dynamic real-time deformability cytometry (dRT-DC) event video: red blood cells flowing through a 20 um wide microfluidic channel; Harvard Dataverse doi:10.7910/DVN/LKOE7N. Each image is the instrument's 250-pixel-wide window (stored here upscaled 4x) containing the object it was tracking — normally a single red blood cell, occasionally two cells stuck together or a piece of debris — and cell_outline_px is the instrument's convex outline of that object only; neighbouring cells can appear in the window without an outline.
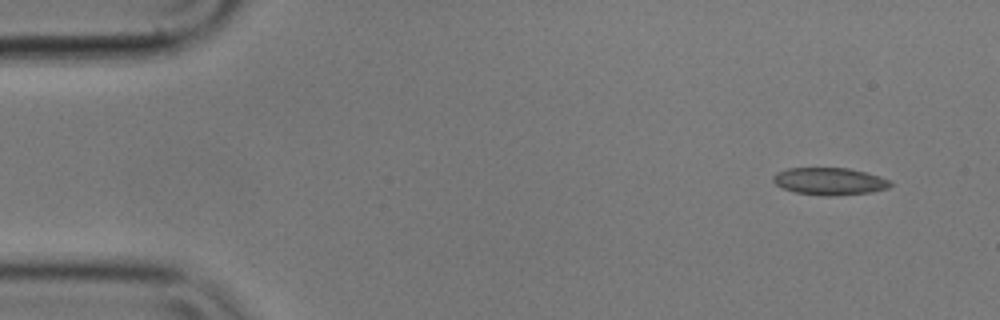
{"species": "common noctule bat (a hibernating species)", "species_latin": "Nyctalus noctula", "temperature_condition": "cold", "stored_images_in_passage": 10, "camera_frame_rate_fps": 3000, "um_per_image_px": 0.085, "animal": {"sex": "male", "body_mass_g": 17.9}, "frame": {"image": 1, "passage_image": 1, "time_ms": 0.0, "image_size_px": [1000, 320], "cell_outline_px": [[892, 184], [888, 188], [872, 192], [836, 196], [820, 196], [796, 192], [784, 188], [776, 184], [772, 180], [772, 176], [776, 172], [788, 168], [848, 168], [880, 176], [892, 180]], "centroid_in_image_um": [70.53, 15.41], "position_along_channel_um": 14.5, "area_um2": 18.79}}
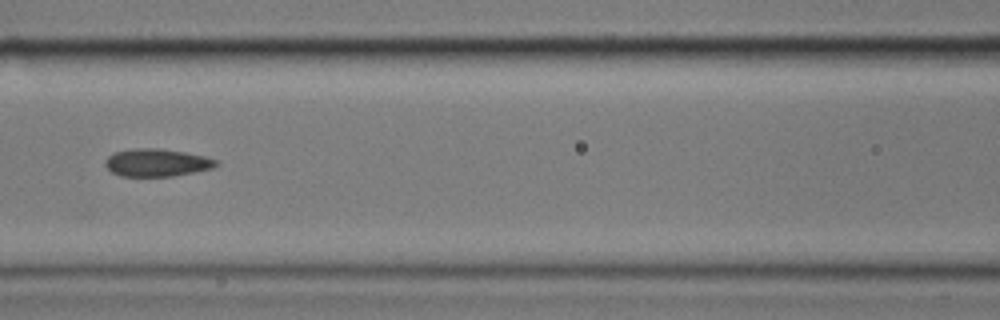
{"frame": {"image": 2, "passage_image": 6, "time_ms": 1.667, "image_size_px": [1000, 320], "cell_outline_px": [[220, 164], [212, 168], [172, 176], [120, 176], [112, 172], [104, 164], [104, 160], [108, 156], [116, 152], [136, 148], [160, 148], [184, 152], [204, 156], [216, 160]], "centroid_in_image_um": [13.31, 13.82], "position_along_channel_um": 153.3, "area_um2": 17.74}}
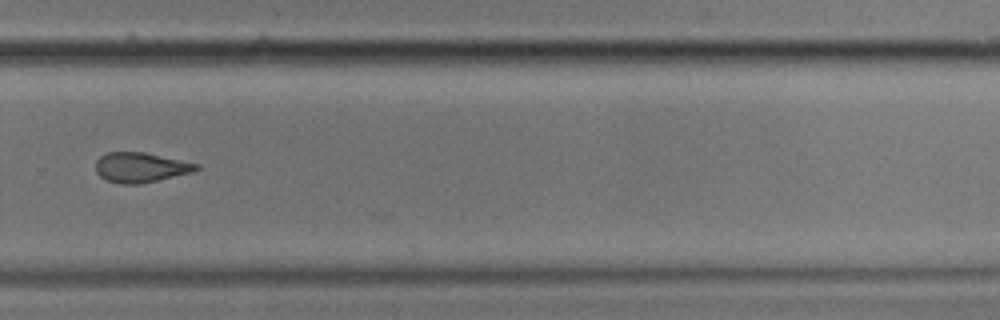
{"frame": {"image": 3, "passage_image": 10, "time_ms": 3.0, "image_size_px": [1000, 320], "cell_outline_px": [[200, 168], [192, 172], [140, 184], [120, 184], [104, 180], [96, 172], [96, 160], [100, 156], [108, 152], [144, 152], [200, 164]], "centroid_in_image_um": [11.93, 14.23], "position_along_channel_um": 317.9, "area_um2": 17.57}}